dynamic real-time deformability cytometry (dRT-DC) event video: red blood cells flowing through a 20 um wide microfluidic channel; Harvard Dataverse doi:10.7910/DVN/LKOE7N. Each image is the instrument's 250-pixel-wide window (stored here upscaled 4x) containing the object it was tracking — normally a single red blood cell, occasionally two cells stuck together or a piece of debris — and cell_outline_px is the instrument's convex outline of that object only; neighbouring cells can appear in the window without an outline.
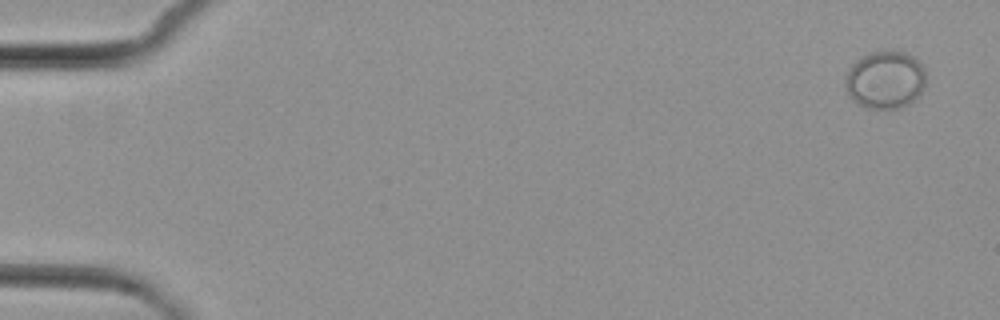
{"species": "common noctule bat (a hibernating species)", "species_latin": "Nyctalus noctula", "temperature_condition": "cold", "stored_images_in_passage": 5, "camera_frame_rate_fps": 3000, "um_per_image_px": 0.085, "animal": {"sex": "female", "body_mass_g": 29.2, "forearm_length_mm": 56.3}, "frame": {"image": 1, "passage_image": 1, "time_ms": 0.0, "image_size_px": [1000, 320], "cell_outline_px": [[924, 88], [908, 104], [900, 108], [864, 108], [856, 104], [852, 100], [844, 84], [844, 80], [852, 64], [860, 56], [868, 52], [880, 48], [892, 48], [916, 56], [920, 60], [924, 68]], "centroid_in_image_um": [75.23, 6.72], "position_along_channel_um": 9.8, "area_um2": 27.92}}